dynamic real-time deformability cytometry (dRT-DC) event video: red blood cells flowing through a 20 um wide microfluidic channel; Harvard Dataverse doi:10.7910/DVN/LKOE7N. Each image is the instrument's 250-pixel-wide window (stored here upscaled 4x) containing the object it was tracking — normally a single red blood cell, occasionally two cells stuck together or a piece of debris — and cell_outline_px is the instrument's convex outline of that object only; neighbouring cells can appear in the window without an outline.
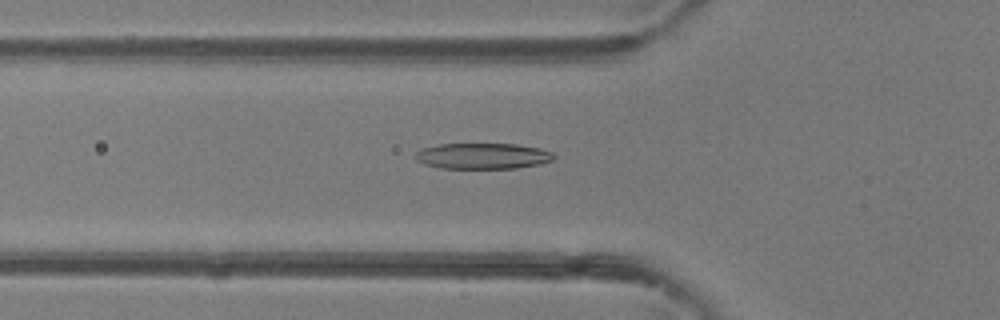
{"species": "common noctule bat (a hibernating species)", "species_latin": "Nyctalus noctula", "temperature_condition": "room temperature", "stored_images_in_passage": 45, "camera_frame_rate_fps": 3000, "um_per_image_px": 0.085, "animal": {"sex": "female"}, "frame": {"image": 1, "passage_image": 17, "time_ms": 5.333, "image_size_px": [1000, 320], "cell_outline_px": [[556, 156], [552, 160], [540, 164], [516, 168], [440, 168], [424, 164], [416, 160], [412, 156], [416, 152], [424, 148], [440, 144], [516, 144], [540, 148], [552, 152]], "centroid_in_image_um": [41.02, 13.26], "position_along_channel_um": 84.8, "area_um2": 20.92}}
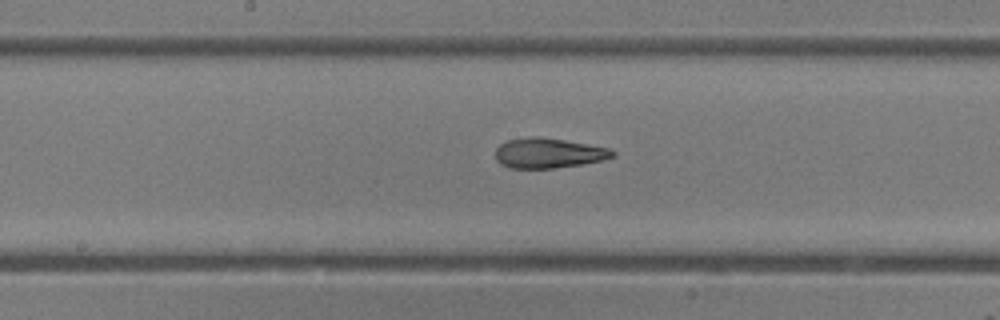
{"frame": {"image": 2, "passage_image": 25, "time_ms": 8.0, "image_size_px": [1000, 320], "cell_outline_px": [[616, 156], [600, 160], [580, 164], [552, 168], [508, 168], [500, 164], [496, 160], [496, 148], [500, 144], [508, 140], [528, 136], [540, 136], [564, 140], [608, 148], [616, 152]], "centroid_in_image_um": [46.57, 13.0], "position_along_channel_um": 201.6, "area_um2": 20.4}}
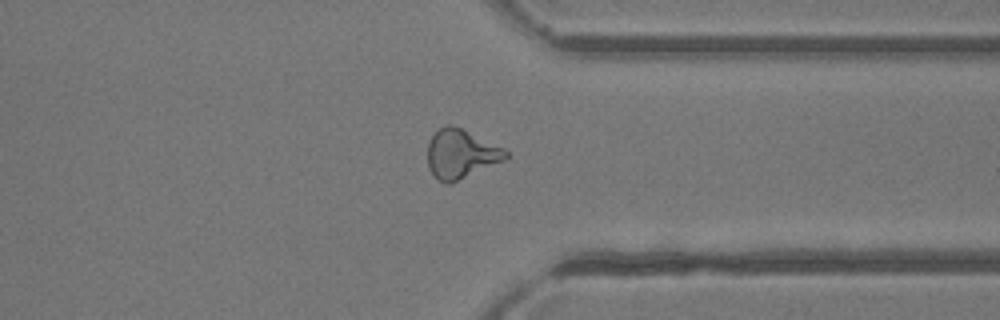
{"frame": {"image": 3, "passage_image": 37, "time_ms": 12.0, "image_size_px": [1000, 320], "cell_outline_px": [[508, 156], [504, 160], [448, 184], [444, 184], [428, 168], [428, 144], [432, 136], [440, 128], [448, 124], [452, 124], [504, 148], [508, 152]], "centroid_in_image_um": [39.17, 13.07], "position_along_channel_um": 372.2, "area_um2": 21.85}, "authors_computed_cell_mechanics": {"area_um2": 21.6172, "velocity_mm_per_s": 4.3362, "shape_relaxation_time_tau1_ms": 6.0034, "shape_relaxation_time_tau2_ms": 1.6929, "deformation_change_tau1": 0.2185, "deformation_change_tau2": 0.1163}}